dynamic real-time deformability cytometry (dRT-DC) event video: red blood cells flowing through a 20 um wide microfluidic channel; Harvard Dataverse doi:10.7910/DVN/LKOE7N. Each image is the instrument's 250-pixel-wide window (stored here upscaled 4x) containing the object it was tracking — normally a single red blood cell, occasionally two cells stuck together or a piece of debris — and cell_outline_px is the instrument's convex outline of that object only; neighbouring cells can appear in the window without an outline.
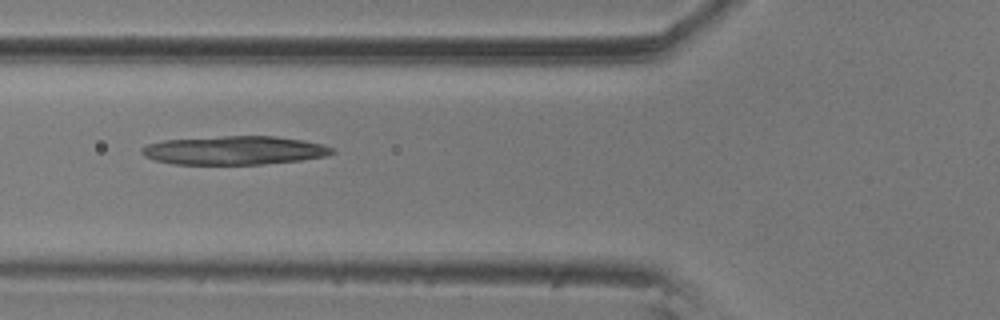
{"species": "common noctule bat (a hibernating species)", "species_latin": "Nyctalus noctula", "temperature_condition": "room temperature", "stored_images_in_passage": 18, "camera_frame_rate_fps": 3000, "um_per_image_px": 0.085, "animal": {"sex": "male", "body_mass_g": 20.5, "forearm_length_mm": 52.5}, "frame": {"image": 1, "passage_image": 5, "time_ms": 1.333, "image_size_px": [1000, 320], "cell_outline_px": [[336, 152], [324, 156], [300, 160], [260, 164], [176, 164], [156, 160], [144, 156], [140, 152], [140, 148], [148, 144], [164, 140], [224, 136], [276, 136], [304, 140], [324, 144], [332, 148]], "centroid_in_image_um": [19.93, 12.77], "position_along_channel_um": 105.9, "area_um2": 31.67}}
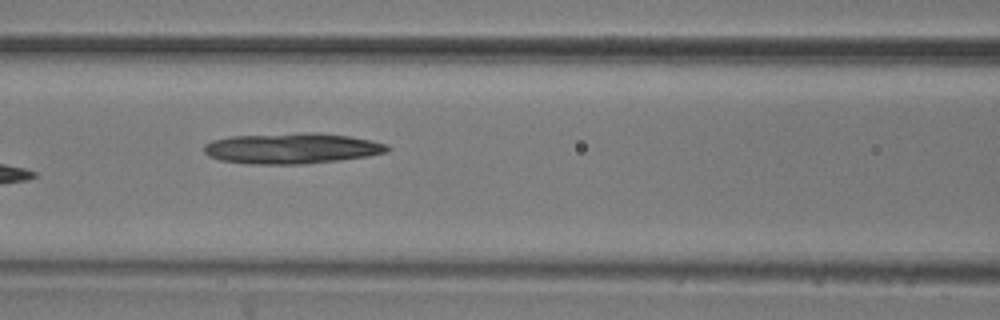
{"frame": {"image": 2, "passage_image": 8, "time_ms": 2.333, "image_size_px": [1000, 320], "cell_outline_px": [[392, 148], [388, 152], [368, 156], [340, 160], [304, 164], [248, 164], [220, 160], [208, 156], [204, 152], [204, 144], [212, 140], [232, 136], [308, 132], [316, 132], [348, 136], [372, 140], [388, 144]], "centroid_in_image_um": [24.83, 12.61], "position_along_channel_um": 141.8, "area_um2": 33.06}}
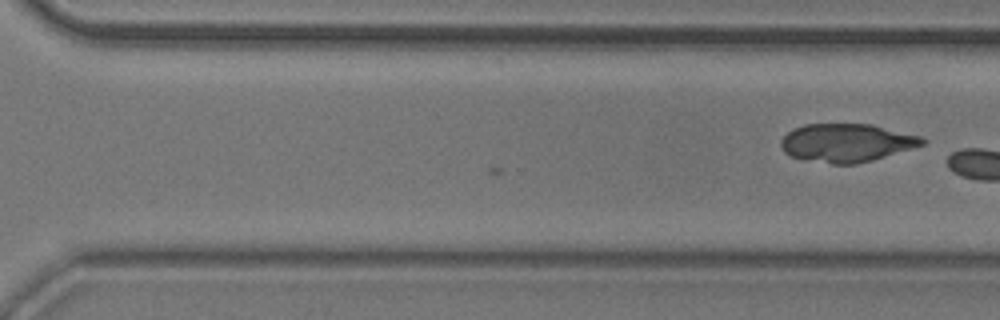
{"frame": {"image": 3, "passage_image": 18, "time_ms": 5.667, "image_size_px": [1000, 320], "cell_outline_px": [[928, 140], [924, 144], [912, 148], [872, 160], [856, 164], [832, 164], [788, 156], [780, 148], [780, 140], [792, 128], [804, 124], [872, 124], [920, 136]], "centroid_in_image_um": [71.92, 12.13], "position_along_channel_um": 298.7, "area_um2": 31.56}}